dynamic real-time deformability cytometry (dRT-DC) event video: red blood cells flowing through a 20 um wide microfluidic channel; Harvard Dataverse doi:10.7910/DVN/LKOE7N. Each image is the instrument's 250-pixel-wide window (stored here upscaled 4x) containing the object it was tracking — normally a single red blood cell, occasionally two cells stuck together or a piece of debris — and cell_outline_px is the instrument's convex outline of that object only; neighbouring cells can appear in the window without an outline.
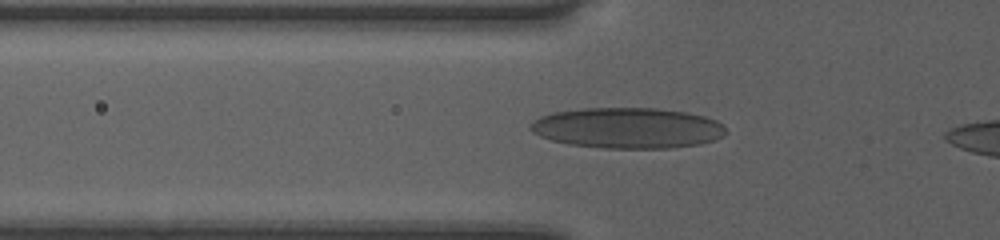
{"species": "human", "species_latin": "Homo sapiens", "temperature_condition": "room temperature", "stored_images_in_passage": 36, "camera_frame_rate_fps": 3000, "um_per_image_px": 0.085, "donor": {"sex": "female"}, "frame": {"image": 1, "passage_image": 8, "time_ms": 2.333, "image_size_px": [1000, 240], "cell_outline_px": [[728, 132], [724, 136], [700, 144], [668, 148], [604, 148], [568, 144], [552, 140], [540, 136], [532, 132], [528, 128], [540, 116], [552, 112], [584, 108], [656, 108], [684, 112], [704, 116], [716, 120]], "centroid_in_image_um": [53.33, 10.88], "position_along_channel_um": 72.5, "area_um2": 46.24}}
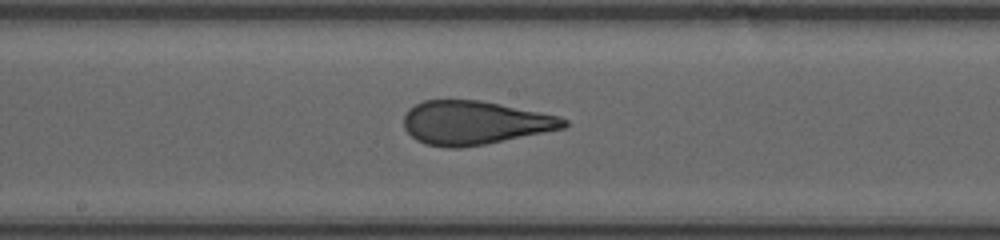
{"frame": {"image": 2, "passage_image": 18, "time_ms": 5.667, "image_size_px": [1000, 240], "cell_outline_px": [[568, 124], [564, 128], [484, 144], [460, 148], [448, 148], [424, 144], [416, 140], [404, 128], [404, 116], [408, 108], [424, 100], [480, 100], [560, 116], [568, 120]], "centroid_in_image_um": [40.31, 10.43], "position_along_channel_um": 207.9, "area_um2": 40.58}}
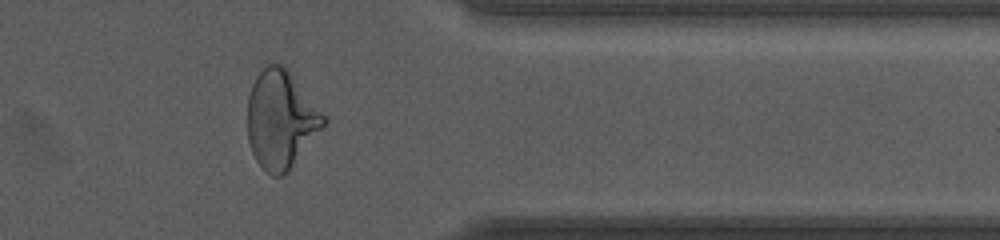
{"frame": {"image": 3, "passage_image": 32, "time_ms": 10.333, "image_size_px": [1000, 240], "cell_outline_px": [[328, 124], [288, 172], [284, 176], [272, 176], [256, 160], [252, 152], [248, 140], [248, 96], [252, 84], [256, 76], [268, 64], [280, 64], [288, 72], [328, 116]], "centroid_in_image_um": [23.92, 10.2], "position_along_channel_um": 387.5, "area_um2": 43.58}}